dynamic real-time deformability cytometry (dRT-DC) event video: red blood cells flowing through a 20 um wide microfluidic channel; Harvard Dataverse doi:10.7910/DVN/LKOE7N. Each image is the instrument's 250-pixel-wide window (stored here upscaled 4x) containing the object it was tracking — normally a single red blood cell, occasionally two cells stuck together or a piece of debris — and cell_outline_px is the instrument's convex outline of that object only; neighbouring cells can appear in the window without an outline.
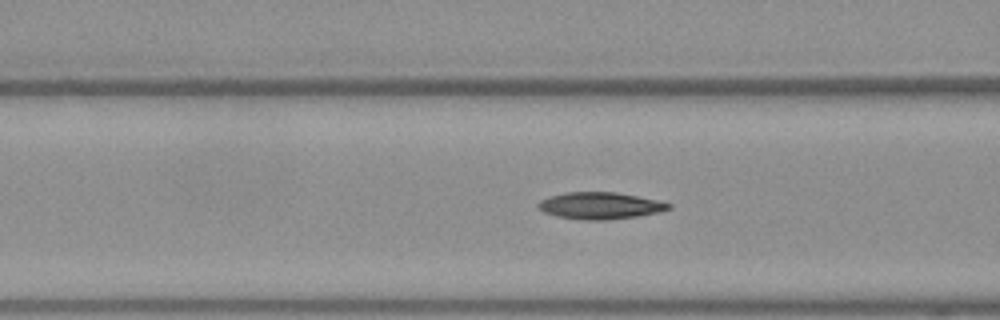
{"species": "Egyptian fruit bat (a non-hibernating species)", "species_latin": "Rousettus aegyptiacus", "temperature_condition": "warm", "stored_images_in_passage": 28, "camera_frame_rate_fps": 3000, "um_per_image_px": 0.085, "frame": {"image": 1, "passage_image": 16, "time_ms": 5.0, "image_size_px": [1000, 320], "cell_outline_px": [[672, 208], [660, 212], [636, 216], [608, 220], [584, 220], [556, 216], [544, 212], [536, 208], [536, 204], [540, 200], [548, 196], [568, 192], [616, 192], [656, 200], [672, 204]], "centroid_in_image_um": [50.97, 17.48], "position_along_channel_um": 115.6, "area_um2": 20.46}}
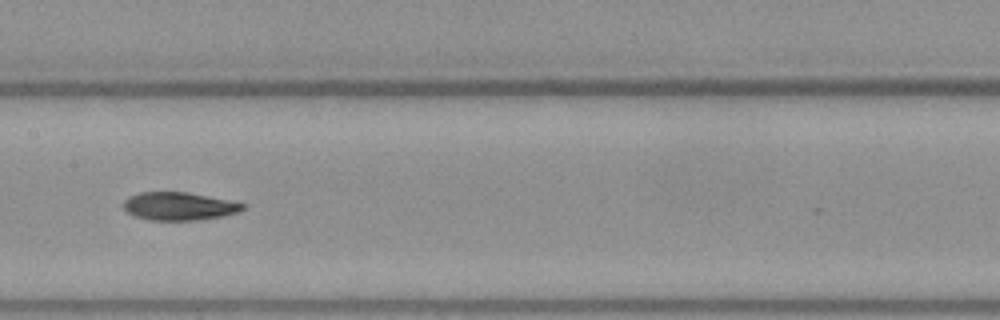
{"frame": {"image": 2, "passage_image": 22, "time_ms": 7.0, "image_size_px": [1000, 320], "cell_outline_px": [[244, 208], [236, 212], [224, 216], [196, 220], [148, 220], [136, 216], [128, 212], [124, 208], [124, 200], [128, 196], [140, 192], [188, 192], [228, 200], [244, 204]], "centroid_in_image_um": [15.18, 17.52], "position_along_channel_um": 192.2, "area_um2": 19.31}}
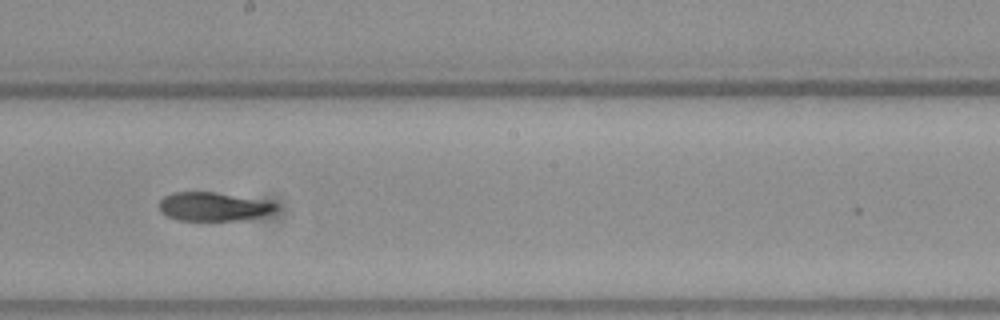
{"frame": {"image": 3, "passage_image": 25, "time_ms": 8.0, "image_size_px": [1000, 320], "cell_outline_px": [[276, 212], [260, 216], [240, 220], [176, 220], [160, 212], [160, 200], [164, 196], [172, 192], [216, 192], [276, 204]], "centroid_in_image_um": [18.07, 17.57], "position_along_channel_um": 230.1, "area_um2": 19.13}}